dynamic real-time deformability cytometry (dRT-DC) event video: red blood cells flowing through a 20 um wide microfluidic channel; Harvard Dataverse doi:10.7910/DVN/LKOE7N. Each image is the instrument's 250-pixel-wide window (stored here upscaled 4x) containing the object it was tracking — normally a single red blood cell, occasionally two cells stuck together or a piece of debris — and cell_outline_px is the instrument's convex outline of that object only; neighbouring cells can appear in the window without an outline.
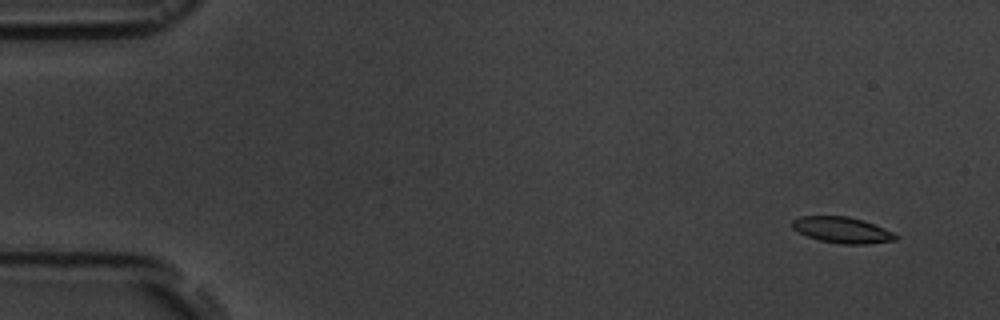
{"species": "common noctule bat (a hibernating species)", "species_latin": "Nyctalus noctula", "temperature_condition": "room temperature", "stored_images_in_passage": 6, "camera_frame_rate_fps": 3000, "um_per_image_px": 0.085, "animal": {"sex": "male", "body_mass_g": 19.5, "forearm_length_mm": 54.6}, "frame": {"image": 1, "passage_image": 1, "time_ms": 0.0, "image_size_px": [1000, 320], "cell_outline_px": [[900, 236], [896, 240], [868, 244], [840, 244], [820, 240], [808, 236], [792, 228], [792, 220], [800, 216], [848, 216], [864, 220], [884, 228]], "centroid_in_image_um": [71.61, 19.55], "position_along_channel_um": 13.4, "area_um2": 15.72}}
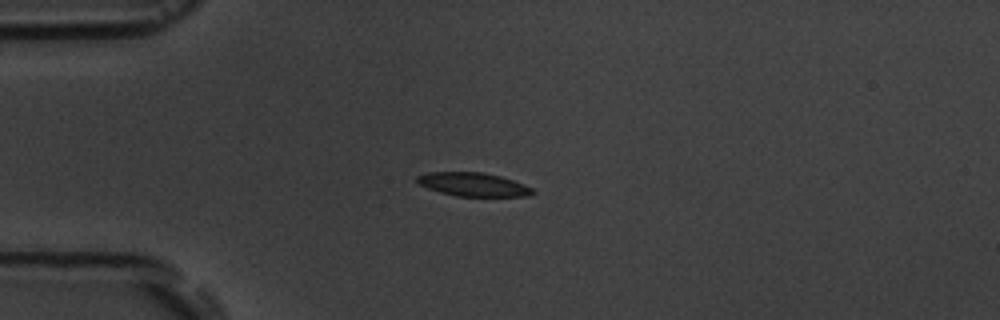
{"frame": {"image": 2, "passage_image": 4, "time_ms": 3.667, "image_size_px": [1000, 320], "cell_outline_px": [[536, 192], [532, 196], [456, 196], [440, 192], [428, 188], [420, 184], [416, 180], [416, 176], [428, 172], [480, 172], [500, 176], [524, 184], [532, 188]], "centroid_in_image_um": [40.24, 15.68], "position_along_channel_um": 44.8, "area_um2": 15.84}}
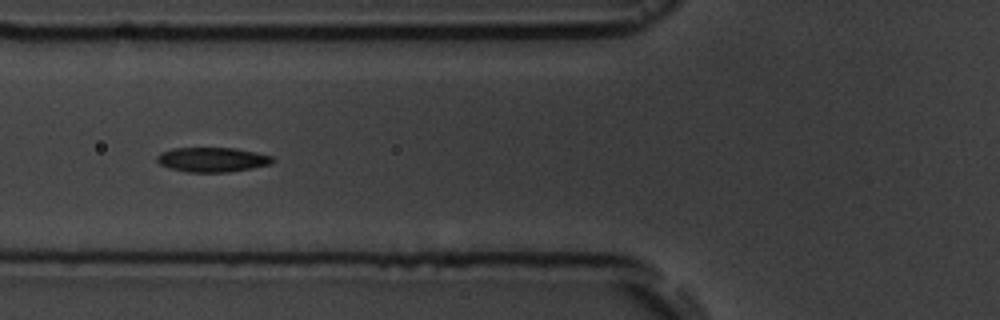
{"frame": {"image": 3, "passage_image": 6, "time_ms": 6.0, "image_size_px": [1000, 320], "cell_outline_px": [[276, 160], [272, 164], [252, 168], [228, 172], [188, 172], [168, 168], [160, 164], [156, 160], [156, 156], [160, 152], [172, 148], [236, 148], [256, 152], [272, 156]], "centroid_in_image_um": [18.05, 13.56], "position_along_channel_um": 107.8, "area_um2": 16.76}}